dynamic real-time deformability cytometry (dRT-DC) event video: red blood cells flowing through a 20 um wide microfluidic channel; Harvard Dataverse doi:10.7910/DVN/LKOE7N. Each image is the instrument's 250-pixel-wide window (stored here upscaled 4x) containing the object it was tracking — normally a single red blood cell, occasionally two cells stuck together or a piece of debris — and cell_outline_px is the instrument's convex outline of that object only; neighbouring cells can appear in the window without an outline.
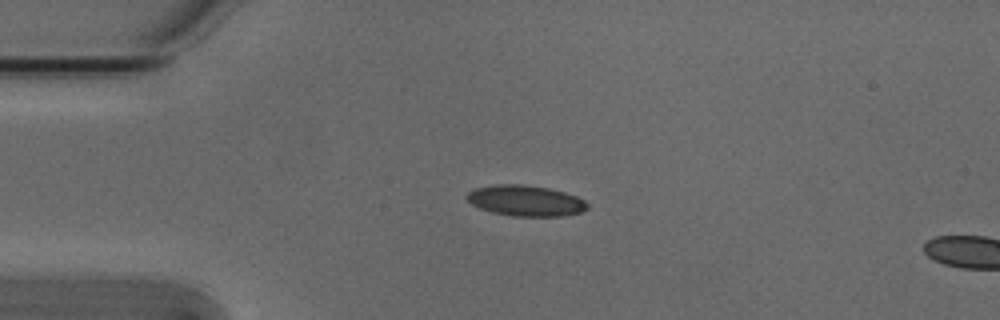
{"species": "Egyptian fruit bat (a non-hibernating species)", "species_latin": "Rousettus aegyptiacus", "temperature_condition": "cold", "stored_images_in_passage": 4, "segment_of_instrument_passage": [1, 2], "camera_frame_rate_fps": 3000, "um_per_image_px": 0.085, "animal": {"sex": "male"}, "frame": {"image": 1, "passage_image": 3, "time_ms": 0.667, "image_size_px": [1000, 320], "cell_outline_px": [[588, 208], [580, 212], [560, 216], [512, 216], [492, 212], [480, 208], [472, 204], [464, 196], [468, 192], [476, 188], [496, 184], [524, 184], [548, 188], [564, 192], [576, 196], [584, 200], [588, 204]], "centroid_in_image_um": [44.66, 17.05], "position_along_channel_um": 40.3, "area_um2": 21.56}}